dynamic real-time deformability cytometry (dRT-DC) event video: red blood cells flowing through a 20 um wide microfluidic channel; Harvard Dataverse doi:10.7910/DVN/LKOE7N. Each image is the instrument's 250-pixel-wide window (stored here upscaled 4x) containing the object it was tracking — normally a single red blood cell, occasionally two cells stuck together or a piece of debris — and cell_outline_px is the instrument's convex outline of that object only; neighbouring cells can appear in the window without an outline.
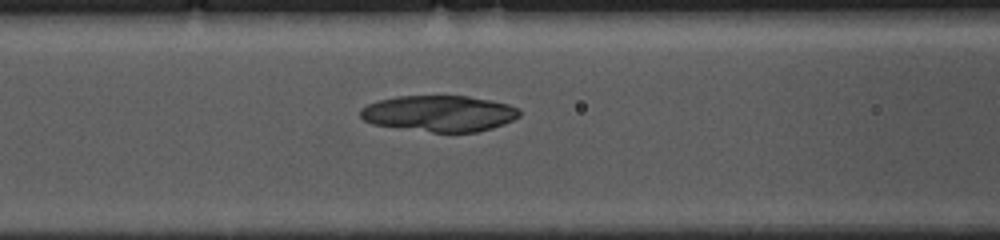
{"species": "common noctule bat (a hibernating species)", "species_latin": "Nyctalus noctula", "temperature_condition": "cold", "stored_images_in_passage": 34, "camera_frame_rate_fps": 3000, "um_per_image_px": 0.085, "animal": {"sex": "female", "body_mass_g": 10.0, "forearm_length_mm": 53.1}, "frame": {"image": 1, "passage_image": 6, "time_ms": 1.667, "image_size_px": [1000, 240], "cell_outline_px": [[520, 116], [504, 124], [492, 128], [476, 132], [432, 132], [372, 124], [364, 120], [360, 116], [360, 108], [368, 104], [380, 100], [396, 96], [468, 96], [492, 100], [508, 104], [520, 108]], "centroid_in_image_um": [37.36, 9.64], "position_along_channel_um": 129.2, "area_um2": 33.52}}
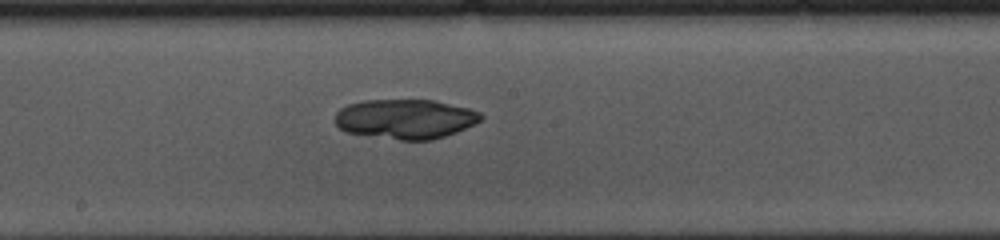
{"frame": {"image": 2, "passage_image": 13, "time_ms": 4.0, "image_size_px": [1000, 240], "cell_outline_px": [[484, 116], [476, 124], [456, 132], [432, 140], [400, 140], [348, 132], [340, 128], [336, 124], [336, 112], [340, 108], [348, 104], [364, 100], [436, 100], [468, 108], [480, 112]], "centroid_in_image_um": [34.49, 10.1], "position_along_channel_um": 213.7, "area_um2": 33.64}}
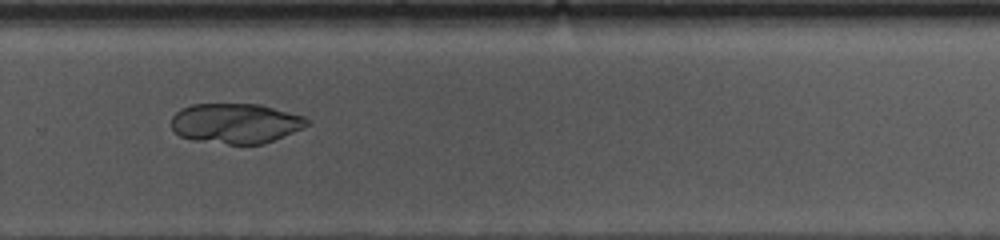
{"frame": {"image": 3, "passage_image": 21, "time_ms": 6.667, "image_size_px": [1000, 240], "cell_outline_px": [[312, 124], [304, 128], [264, 144], [228, 144], [192, 140], [180, 136], [172, 128], [172, 116], [180, 108], [192, 104], [260, 104], [304, 116]], "centroid_in_image_um": [20.05, 10.48], "position_along_channel_um": 309.8, "area_um2": 31.91}}